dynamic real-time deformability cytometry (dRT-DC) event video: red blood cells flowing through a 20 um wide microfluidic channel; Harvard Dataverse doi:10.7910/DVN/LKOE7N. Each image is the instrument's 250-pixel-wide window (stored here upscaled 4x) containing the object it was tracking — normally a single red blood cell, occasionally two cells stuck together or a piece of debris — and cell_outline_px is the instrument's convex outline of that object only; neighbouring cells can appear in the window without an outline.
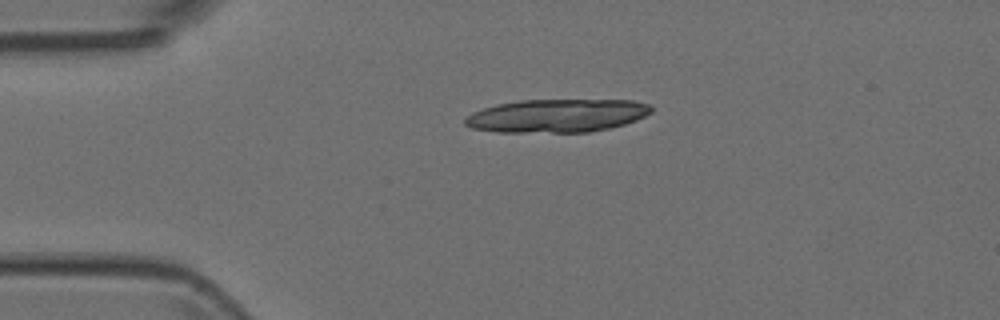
{"species": "Egyptian fruit bat (a non-hibernating species)", "species_latin": "Rousettus aegyptiacus", "temperature_condition": "room temperature", "stored_images_in_passage": 2, "camera_frame_rate_fps": 3000, "um_per_image_px": 0.085, "animal": {"sex": "female"}, "frame": {"image": 1, "passage_image": 1, "time_ms": 0.0, "image_size_px": [1000, 320], "cell_outline_px": [[652, 112], [636, 120], [624, 124], [608, 128], [588, 132], [496, 132], [472, 128], [464, 124], [464, 116], [472, 112], [496, 104], [520, 100], [632, 100], [648, 104], [652, 108]], "centroid_in_image_um": [47.3, 9.83], "position_along_channel_um": 37.7, "area_um2": 36.13}}